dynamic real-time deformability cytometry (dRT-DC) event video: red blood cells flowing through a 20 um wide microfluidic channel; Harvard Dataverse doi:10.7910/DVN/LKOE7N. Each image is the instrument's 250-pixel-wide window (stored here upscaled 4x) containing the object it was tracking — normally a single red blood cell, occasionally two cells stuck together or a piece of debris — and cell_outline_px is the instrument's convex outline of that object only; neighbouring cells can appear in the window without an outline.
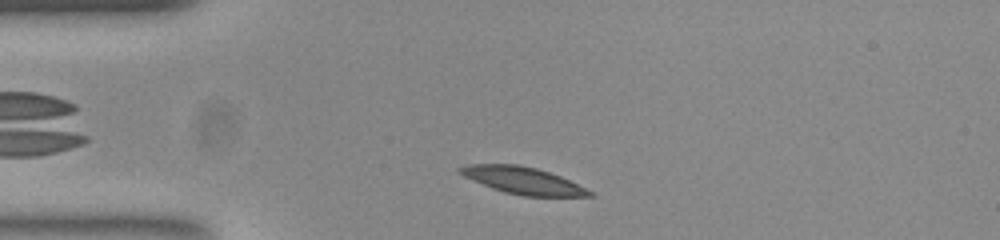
{"species": "common noctule bat (a hibernating species)", "species_latin": "Nyctalus noctula", "temperature_condition": "room temperature", "stored_images_in_passage": 39, "camera_frame_rate_fps": 3000, "um_per_image_px": 0.085, "animal": {"sex": "female", "body_mass_g": 23.0, "forearm_length_mm": 53.4}, "frame": {"image": 1, "passage_image": 3, "time_ms": 0.667, "image_size_px": [1000, 240], "cell_outline_px": [[596, 196], [524, 196], [504, 192], [492, 188], [472, 180], [456, 172], [456, 168], [468, 164], [516, 164], [536, 168], [560, 176], [592, 192]], "centroid_in_image_um": [44.37, 15.33], "position_along_channel_um": 40.6, "area_um2": 20.17}}
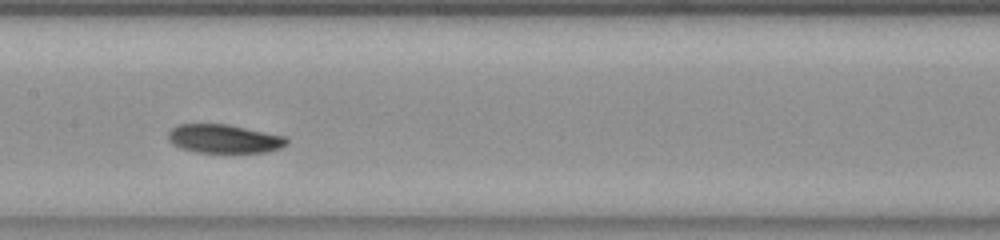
{"frame": {"image": 2, "passage_image": 17, "time_ms": 5.333, "image_size_px": [1000, 240], "cell_outline_px": [[288, 144], [280, 148], [268, 152], [196, 152], [180, 148], [172, 144], [168, 140], [168, 132], [172, 128], [180, 124], [228, 124], [288, 136]], "centroid_in_image_um": [19.08, 11.79], "position_along_channel_um": 188.3, "area_um2": 20.0}}
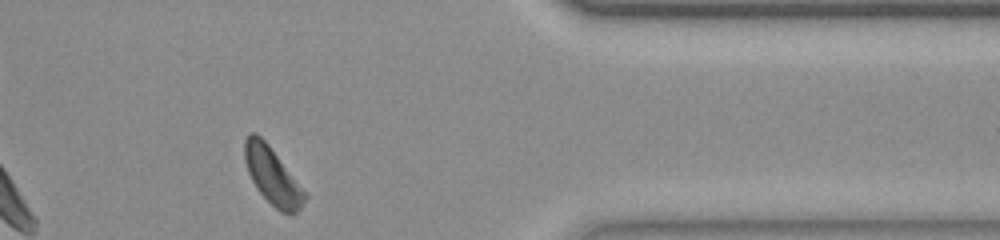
{"frame": {"image": 3, "passage_image": 35, "time_ms": 11.333, "image_size_px": [1000, 240], "cell_outline_px": [[308, 196], [300, 208], [296, 212], [288, 216], [280, 212], [256, 188], [248, 172], [244, 160], [244, 140], [248, 132], [256, 132], [268, 144]], "centroid_in_image_um": [23.13, 14.95], "position_along_channel_um": 388.3, "area_um2": 19.71}, "authors_computed_cell_mechanics": {"area_um2": 20.1722, "velocity_mm_per_s": 3.71, "shape_relaxation_time_tau1_ms": 7.1192, "shape_relaxation_time_tau2_ms": null, "deformation_change_tau1": 0.1455, "deformation_change_tau2": null}}